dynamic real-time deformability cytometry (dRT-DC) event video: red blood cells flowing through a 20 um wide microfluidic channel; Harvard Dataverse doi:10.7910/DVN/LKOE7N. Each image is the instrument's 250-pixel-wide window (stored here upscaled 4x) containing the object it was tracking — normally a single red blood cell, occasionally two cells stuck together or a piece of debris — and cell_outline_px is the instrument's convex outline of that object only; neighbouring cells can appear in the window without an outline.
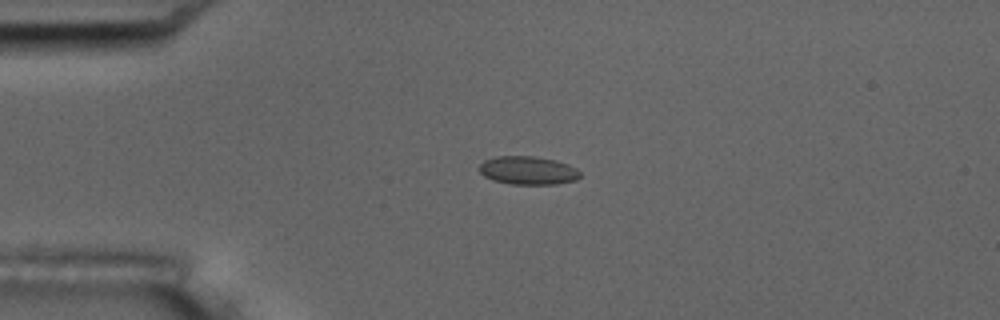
{"species": "common noctule bat (a hibernating species)", "species_latin": "Nyctalus noctula", "temperature_condition": "room temperature", "stored_images_in_passage": 4, "camera_frame_rate_fps": 3000, "um_per_image_px": 0.085, "animal": {"sex": "male", "body_mass_g": 17.5, "forearm_length_mm": 52.3}, "frame": {"image": 1, "passage_image": 4, "time_ms": 1.0, "image_size_px": [1000, 320], "cell_outline_px": [[580, 176], [576, 180], [556, 184], [512, 184], [492, 180], [484, 176], [480, 172], [480, 164], [484, 160], [496, 156], [536, 156], [556, 160], [568, 164], [576, 168], [580, 172]], "centroid_in_image_um": [44.88, 14.48], "position_along_channel_um": 40.1, "area_um2": 16.7}}